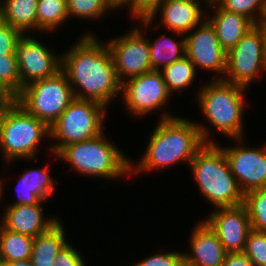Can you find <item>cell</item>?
<instances>
[{"label":"cell","mask_w":266,"mask_h":266,"mask_svg":"<svg viewBox=\"0 0 266 266\" xmlns=\"http://www.w3.org/2000/svg\"><path fill=\"white\" fill-rule=\"evenodd\" d=\"M93 32L91 29L80 33L62 51L61 70L68 78L74 98L93 100L109 108L121 96V83L106 41Z\"/></svg>","instance_id":"1"},{"label":"cell","mask_w":266,"mask_h":266,"mask_svg":"<svg viewBox=\"0 0 266 266\" xmlns=\"http://www.w3.org/2000/svg\"><path fill=\"white\" fill-rule=\"evenodd\" d=\"M179 115L157 120L139 161L130 157V177L143 176L183 163L189 167L190 161L205 142L196 122L190 117Z\"/></svg>","instance_id":"2"},{"label":"cell","mask_w":266,"mask_h":266,"mask_svg":"<svg viewBox=\"0 0 266 266\" xmlns=\"http://www.w3.org/2000/svg\"><path fill=\"white\" fill-rule=\"evenodd\" d=\"M202 85L197 88L196 97L189 102L192 105L198 104L202 120H206L203 123L209 124L195 121L203 141L216 143L218 140H214L217 137L213 134L224 135L228 139L247 138L245 134L247 132L245 124L247 123L244 122V116L245 109L249 104V99L246 96L250 89L226 82L223 79L213 80L210 78L209 82L207 80Z\"/></svg>","instance_id":"3"},{"label":"cell","mask_w":266,"mask_h":266,"mask_svg":"<svg viewBox=\"0 0 266 266\" xmlns=\"http://www.w3.org/2000/svg\"><path fill=\"white\" fill-rule=\"evenodd\" d=\"M108 138L104 131L98 136L64 146L57 154L51 153L55 161L69 166L72 173L93 179H130V158L118 144ZM118 145V146H117Z\"/></svg>","instance_id":"4"},{"label":"cell","mask_w":266,"mask_h":266,"mask_svg":"<svg viewBox=\"0 0 266 266\" xmlns=\"http://www.w3.org/2000/svg\"><path fill=\"white\" fill-rule=\"evenodd\" d=\"M44 141H50V128L43 121L31 115L15 99L4 105L0 113L2 171L11 170V164L15 167L19 159L27 164L37 162Z\"/></svg>","instance_id":"5"},{"label":"cell","mask_w":266,"mask_h":266,"mask_svg":"<svg viewBox=\"0 0 266 266\" xmlns=\"http://www.w3.org/2000/svg\"><path fill=\"white\" fill-rule=\"evenodd\" d=\"M188 170L195 180L194 186L203 200L212 205L211 209L243 204L244 194L218 142L205 143L190 161Z\"/></svg>","instance_id":"6"},{"label":"cell","mask_w":266,"mask_h":266,"mask_svg":"<svg viewBox=\"0 0 266 266\" xmlns=\"http://www.w3.org/2000/svg\"><path fill=\"white\" fill-rule=\"evenodd\" d=\"M108 111L99 102L74 98L50 126L51 141L44 148L48 150L47 154H57L66 145L94 138L106 131Z\"/></svg>","instance_id":"7"},{"label":"cell","mask_w":266,"mask_h":266,"mask_svg":"<svg viewBox=\"0 0 266 266\" xmlns=\"http://www.w3.org/2000/svg\"><path fill=\"white\" fill-rule=\"evenodd\" d=\"M120 97L124 111L133 119L139 117L143 120L155 113L159 114V120L177 116L169 109L173 96L167 89L161 71L152 70L124 81L121 83Z\"/></svg>","instance_id":"8"},{"label":"cell","mask_w":266,"mask_h":266,"mask_svg":"<svg viewBox=\"0 0 266 266\" xmlns=\"http://www.w3.org/2000/svg\"><path fill=\"white\" fill-rule=\"evenodd\" d=\"M266 79V31L258 24L227 52L223 80L244 88ZM250 87V88H249Z\"/></svg>","instance_id":"9"},{"label":"cell","mask_w":266,"mask_h":266,"mask_svg":"<svg viewBox=\"0 0 266 266\" xmlns=\"http://www.w3.org/2000/svg\"><path fill=\"white\" fill-rule=\"evenodd\" d=\"M122 35L106 38L105 41L113 58L115 72L120 83L152 71L148 34L154 29L149 19L136 22ZM149 32V33H148ZM108 39V40H107Z\"/></svg>","instance_id":"10"},{"label":"cell","mask_w":266,"mask_h":266,"mask_svg":"<svg viewBox=\"0 0 266 266\" xmlns=\"http://www.w3.org/2000/svg\"><path fill=\"white\" fill-rule=\"evenodd\" d=\"M74 99L71 85L61 70L50 78L25 86L15 100L49 128Z\"/></svg>","instance_id":"11"},{"label":"cell","mask_w":266,"mask_h":266,"mask_svg":"<svg viewBox=\"0 0 266 266\" xmlns=\"http://www.w3.org/2000/svg\"><path fill=\"white\" fill-rule=\"evenodd\" d=\"M230 140L232 146L219 145L242 193L266 187V142L255 147L247 146L246 137Z\"/></svg>","instance_id":"12"},{"label":"cell","mask_w":266,"mask_h":266,"mask_svg":"<svg viewBox=\"0 0 266 266\" xmlns=\"http://www.w3.org/2000/svg\"><path fill=\"white\" fill-rule=\"evenodd\" d=\"M55 48L42 42L41 36L24 34L19 39L14 53L18 61L21 91L30 83L53 77L61 71L62 54L55 53Z\"/></svg>","instance_id":"13"},{"label":"cell","mask_w":266,"mask_h":266,"mask_svg":"<svg viewBox=\"0 0 266 266\" xmlns=\"http://www.w3.org/2000/svg\"><path fill=\"white\" fill-rule=\"evenodd\" d=\"M185 50L197 71L213 73V80L224 78L227 52L219 43L216 31L207 18L185 36Z\"/></svg>","instance_id":"14"},{"label":"cell","mask_w":266,"mask_h":266,"mask_svg":"<svg viewBox=\"0 0 266 266\" xmlns=\"http://www.w3.org/2000/svg\"><path fill=\"white\" fill-rule=\"evenodd\" d=\"M203 219L216 233L227 253H242L251 222L243 204L210 209Z\"/></svg>","instance_id":"15"},{"label":"cell","mask_w":266,"mask_h":266,"mask_svg":"<svg viewBox=\"0 0 266 266\" xmlns=\"http://www.w3.org/2000/svg\"><path fill=\"white\" fill-rule=\"evenodd\" d=\"M208 3L209 0H166L149 20L156 24L158 33L164 28L186 36L206 18Z\"/></svg>","instance_id":"16"},{"label":"cell","mask_w":266,"mask_h":266,"mask_svg":"<svg viewBox=\"0 0 266 266\" xmlns=\"http://www.w3.org/2000/svg\"><path fill=\"white\" fill-rule=\"evenodd\" d=\"M190 232L184 266H221L227 252L209 225L200 218Z\"/></svg>","instance_id":"17"},{"label":"cell","mask_w":266,"mask_h":266,"mask_svg":"<svg viewBox=\"0 0 266 266\" xmlns=\"http://www.w3.org/2000/svg\"><path fill=\"white\" fill-rule=\"evenodd\" d=\"M4 205V209L0 210L3 212L0 214V224L8 230L34 238L60 219L54 214L46 216L44 204Z\"/></svg>","instance_id":"18"},{"label":"cell","mask_w":266,"mask_h":266,"mask_svg":"<svg viewBox=\"0 0 266 266\" xmlns=\"http://www.w3.org/2000/svg\"><path fill=\"white\" fill-rule=\"evenodd\" d=\"M206 18L213 25L219 43L226 52L255 26L249 18L223 10L213 0H209L207 5Z\"/></svg>","instance_id":"19"},{"label":"cell","mask_w":266,"mask_h":266,"mask_svg":"<svg viewBox=\"0 0 266 266\" xmlns=\"http://www.w3.org/2000/svg\"><path fill=\"white\" fill-rule=\"evenodd\" d=\"M59 219L47 231L33 240L31 262L33 266H54V260L60 250L69 242L65 223Z\"/></svg>","instance_id":"20"},{"label":"cell","mask_w":266,"mask_h":266,"mask_svg":"<svg viewBox=\"0 0 266 266\" xmlns=\"http://www.w3.org/2000/svg\"><path fill=\"white\" fill-rule=\"evenodd\" d=\"M165 32L166 31L164 30V33H161L158 37L151 38L152 36H150L148 38L149 57L152 70L160 71L166 65H169L186 55L185 36L170 32L173 35L171 36L169 33L166 34Z\"/></svg>","instance_id":"21"},{"label":"cell","mask_w":266,"mask_h":266,"mask_svg":"<svg viewBox=\"0 0 266 266\" xmlns=\"http://www.w3.org/2000/svg\"><path fill=\"white\" fill-rule=\"evenodd\" d=\"M38 0H0V19L23 34H37Z\"/></svg>","instance_id":"22"},{"label":"cell","mask_w":266,"mask_h":266,"mask_svg":"<svg viewBox=\"0 0 266 266\" xmlns=\"http://www.w3.org/2000/svg\"><path fill=\"white\" fill-rule=\"evenodd\" d=\"M164 82L168 91L174 95H182V92L190 91V87H195L194 83L198 81V72L194 64L185 55L183 58L176 60L175 62L166 65L162 70Z\"/></svg>","instance_id":"23"},{"label":"cell","mask_w":266,"mask_h":266,"mask_svg":"<svg viewBox=\"0 0 266 266\" xmlns=\"http://www.w3.org/2000/svg\"><path fill=\"white\" fill-rule=\"evenodd\" d=\"M69 21L66 0H38L37 36L45 33L55 34L60 26L64 28Z\"/></svg>","instance_id":"24"},{"label":"cell","mask_w":266,"mask_h":266,"mask_svg":"<svg viewBox=\"0 0 266 266\" xmlns=\"http://www.w3.org/2000/svg\"><path fill=\"white\" fill-rule=\"evenodd\" d=\"M34 237L4 228L0 224V262L31 258Z\"/></svg>","instance_id":"25"},{"label":"cell","mask_w":266,"mask_h":266,"mask_svg":"<svg viewBox=\"0 0 266 266\" xmlns=\"http://www.w3.org/2000/svg\"><path fill=\"white\" fill-rule=\"evenodd\" d=\"M67 13L70 20H81L96 22L102 19H107L106 16L115 12L114 7L108 0H66ZM108 14V15H107Z\"/></svg>","instance_id":"26"},{"label":"cell","mask_w":266,"mask_h":266,"mask_svg":"<svg viewBox=\"0 0 266 266\" xmlns=\"http://www.w3.org/2000/svg\"><path fill=\"white\" fill-rule=\"evenodd\" d=\"M42 168H26V186L33 190L42 201H51L57 189L59 180L51 175V167L49 164H44Z\"/></svg>","instance_id":"27"},{"label":"cell","mask_w":266,"mask_h":266,"mask_svg":"<svg viewBox=\"0 0 266 266\" xmlns=\"http://www.w3.org/2000/svg\"><path fill=\"white\" fill-rule=\"evenodd\" d=\"M243 205L248 213L251 229L266 232V187L244 194Z\"/></svg>","instance_id":"28"},{"label":"cell","mask_w":266,"mask_h":266,"mask_svg":"<svg viewBox=\"0 0 266 266\" xmlns=\"http://www.w3.org/2000/svg\"><path fill=\"white\" fill-rule=\"evenodd\" d=\"M0 86L13 99L21 92L19 67L15 54L0 55Z\"/></svg>","instance_id":"29"},{"label":"cell","mask_w":266,"mask_h":266,"mask_svg":"<svg viewBox=\"0 0 266 266\" xmlns=\"http://www.w3.org/2000/svg\"><path fill=\"white\" fill-rule=\"evenodd\" d=\"M221 9L249 18L258 25L265 8L266 0H213Z\"/></svg>","instance_id":"30"},{"label":"cell","mask_w":266,"mask_h":266,"mask_svg":"<svg viewBox=\"0 0 266 266\" xmlns=\"http://www.w3.org/2000/svg\"><path fill=\"white\" fill-rule=\"evenodd\" d=\"M253 266H266V232L251 229L243 252Z\"/></svg>","instance_id":"31"},{"label":"cell","mask_w":266,"mask_h":266,"mask_svg":"<svg viewBox=\"0 0 266 266\" xmlns=\"http://www.w3.org/2000/svg\"><path fill=\"white\" fill-rule=\"evenodd\" d=\"M174 250L166 249V251L164 250L163 252L151 253V255L141 260L139 259L135 261L134 264L128 266H184L183 249L182 252H178L176 249Z\"/></svg>","instance_id":"32"},{"label":"cell","mask_w":266,"mask_h":266,"mask_svg":"<svg viewBox=\"0 0 266 266\" xmlns=\"http://www.w3.org/2000/svg\"><path fill=\"white\" fill-rule=\"evenodd\" d=\"M166 0H132L125 8L131 22L150 19Z\"/></svg>","instance_id":"33"},{"label":"cell","mask_w":266,"mask_h":266,"mask_svg":"<svg viewBox=\"0 0 266 266\" xmlns=\"http://www.w3.org/2000/svg\"><path fill=\"white\" fill-rule=\"evenodd\" d=\"M19 175L14 188L16 191H13L16 192L14 194H17L14 198L16 200L7 205H34L48 203V201H42L36 194H33V190L26 186V168Z\"/></svg>","instance_id":"34"},{"label":"cell","mask_w":266,"mask_h":266,"mask_svg":"<svg viewBox=\"0 0 266 266\" xmlns=\"http://www.w3.org/2000/svg\"><path fill=\"white\" fill-rule=\"evenodd\" d=\"M24 34L0 19V55L15 54V45Z\"/></svg>","instance_id":"35"},{"label":"cell","mask_w":266,"mask_h":266,"mask_svg":"<svg viewBox=\"0 0 266 266\" xmlns=\"http://www.w3.org/2000/svg\"><path fill=\"white\" fill-rule=\"evenodd\" d=\"M77 248L69 241L56 256L54 266H88L86 258L79 251L81 249Z\"/></svg>","instance_id":"36"},{"label":"cell","mask_w":266,"mask_h":266,"mask_svg":"<svg viewBox=\"0 0 266 266\" xmlns=\"http://www.w3.org/2000/svg\"><path fill=\"white\" fill-rule=\"evenodd\" d=\"M221 266H253L251 260L242 253H227Z\"/></svg>","instance_id":"37"},{"label":"cell","mask_w":266,"mask_h":266,"mask_svg":"<svg viewBox=\"0 0 266 266\" xmlns=\"http://www.w3.org/2000/svg\"><path fill=\"white\" fill-rule=\"evenodd\" d=\"M132 0H108V2L117 10L115 13H119V11L124 9ZM119 10V11H118Z\"/></svg>","instance_id":"38"},{"label":"cell","mask_w":266,"mask_h":266,"mask_svg":"<svg viewBox=\"0 0 266 266\" xmlns=\"http://www.w3.org/2000/svg\"><path fill=\"white\" fill-rule=\"evenodd\" d=\"M0 266H33L30 259L14 262H0Z\"/></svg>","instance_id":"39"},{"label":"cell","mask_w":266,"mask_h":266,"mask_svg":"<svg viewBox=\"0 0 266 266\" xmlns=\"http://www.w3.org/2000/svg\"><path fill=\"white\" fill-rule=\"evenodd\" d=\"M3 176L4 175H0V205H1V203H3L2 201L5 200V199H3V197H5V194L8 192V191L5 192V190H6L5 186L9 185L5 179L10 180V178H7V177L5 178Z\"/></svg>","instance_id":"40"},{"label":"cell","mask_w":266,"mask_h":266,"mask_svg":"<svg viewBox=\"0 0 266 266\" xmlns=\"http://www.w3.org/2000/svg\"><path fill=\"white\" fill-rule=\"evenodd\" d=\"M259 25L266 31V1H265V8L262 15V18L259 22Z\"/></svg>","instance_id":"41"},{"label":"cell","mask_w":266,"mask_h":266,"mask_svg":"<svg viewBox=\"0 0 266 266\" xmlns=\"http://www.w3.org/2000/svg\"><path fill=\"white\" fill-rule=\"evenodd\" d=\"M12 100V97H0V113L4 105L11 102Z\"/></svg>","instance_id":"42"},{"label":"cell","mask_w":266,"mask_h":266,"mask_svg":"<svg viewBox=\"0 0 266 266\" xmlns=\"http://www.w3.org/2000/svg\"><path fill=\"white\" fill-rule=\"evenodd\" d=\"M0 97H11V96L0 86Z\"/></svg>","instance_id":"43"}]
</instances>
